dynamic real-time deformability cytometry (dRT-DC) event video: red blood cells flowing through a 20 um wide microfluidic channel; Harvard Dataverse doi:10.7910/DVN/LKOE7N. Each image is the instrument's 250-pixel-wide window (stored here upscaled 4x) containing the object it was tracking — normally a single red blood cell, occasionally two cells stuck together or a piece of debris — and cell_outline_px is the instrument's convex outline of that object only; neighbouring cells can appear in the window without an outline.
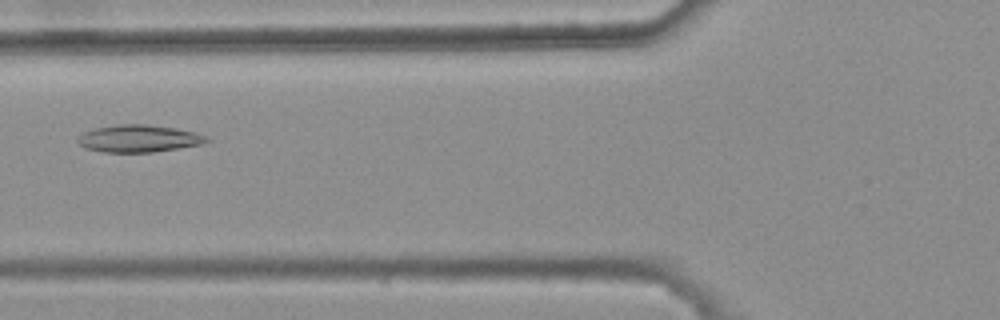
{"species": "common noctule bat (a hibernating species)", "species_latin": "Nyctalus noctula", "temperature_condition": "warm", "stored_images_in_passage": 6, "camera_frame_rate_fps": 3000, "um_per_image_px": 0.085, "animal": {"sex": "female", "body_mass_g": 25.1}, "frame": {"image": 1, "passage_image": 6, "time_ms": 1.667, "image_size_px": [1000, 320], "cell_outline_px": [[212, 140], [204, 144], [180, 148], [152, 152], [104, 152], [84, 148], [76, 140], [84, 132], [96, 128], [116, 124], [144, 124], [176, 128], [196, 132]], "centroid_in_image_um": [11.82, 11.78], "position_along_channel_um": 114.0, "area_um2": 20.52}}